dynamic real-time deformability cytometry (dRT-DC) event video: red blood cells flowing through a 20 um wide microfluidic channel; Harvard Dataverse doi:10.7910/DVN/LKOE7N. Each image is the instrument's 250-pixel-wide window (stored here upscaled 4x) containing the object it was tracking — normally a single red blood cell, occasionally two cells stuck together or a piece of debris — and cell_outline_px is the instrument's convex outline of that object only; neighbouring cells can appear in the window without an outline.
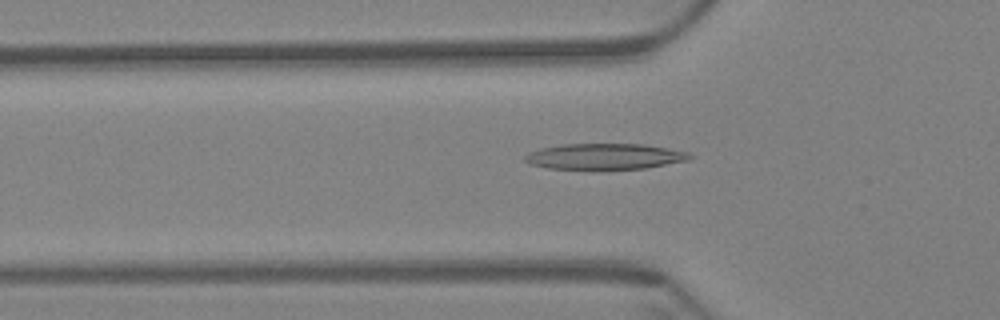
{"species": "Egyptian fruit bat (a non-hibernating species)", "species_latin": "Rousettus aegyptiacus", "temperature_condition": "warm", "stored_images_in_passage": 60, "camera_frame_rate_fps": 3000, "um_per_image_px": 0.085, "animal": {"sex": "female"}, "frame": {"image": 1, "passage_image": 20, "time_ms": 6.333, "image_size_px": [1000, 320], "cell_outline_px": [[692, 156], [688, 160], [644, 168], [600, 172], [596, 172], [548, 168], [528, 164], [524, 160], [524, 156], [528, 152], [540, 148], [560, 144], [644, 144], [668, 148], [688, 152]], "centroid_in_image_um": [51.32, 13.34], "position_along_channel_um": 74.5, "area_um2": 25.95}}
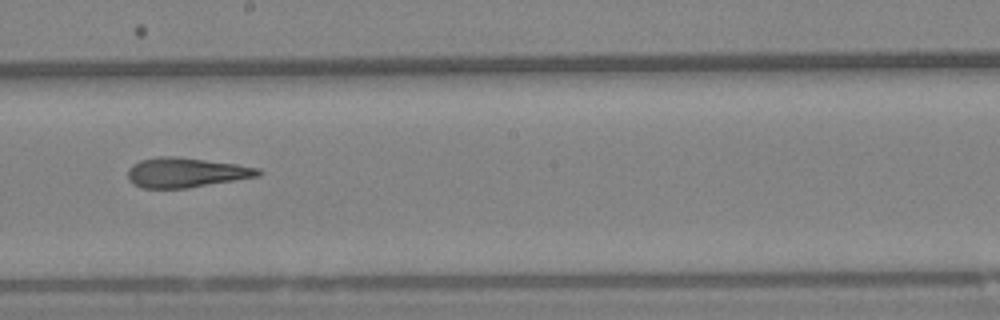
{"frame": {"image": 2, "passage_image": 34, "time_ms": 11.0, "image_size_px": [1000, 320], "cell_outline_px": [[264, 172], [260, 176], [188, 188], [140, 188], [132, 184], [128, 180], [128, 168], [132, 164], [140, 160], [160, 156], [176, 156], [236, 164], [260, 168]], "centroid_in_image_um": [15.8, 14.67], "position_along_channel_um": 232.4, "area_um2": 22.83}}
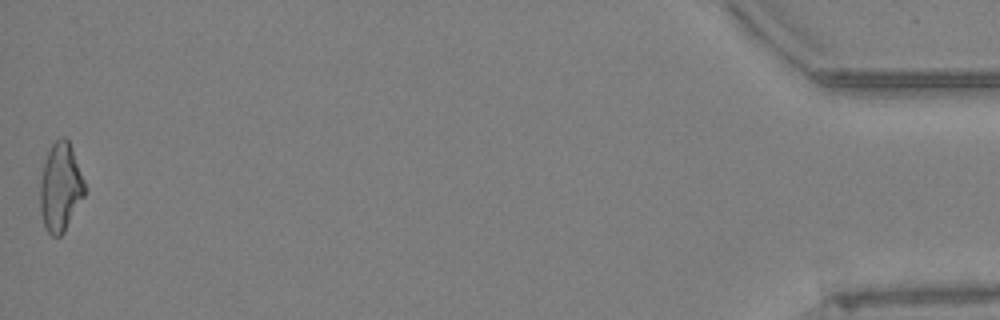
{"frame": {"image": 3, "passage_image": 60, "time_ms": 19.667, "image_size_px": [1000, 320], "cell_outline_px": [[84, 196], [64, 232], [60, 236], [52, 236], [44, 228], [40, 212], [40, 180], [44, 164], [48, 152], [52, 144], [60, 136], [64, 136], [68, 140], [72, 148], [84, 180]], "centroid_in_image_um": [5.12, 15.93], "position_along_channel_um": 430.1, "area_um2": 22.89}, "authors_computed_cell_mechanics": {"area_um2": 22.9177, "velocity_mm_per_s": 3.3871, "shape_relaxation_time_tau1_ms": null, "shape_relaxation_time_tau2_ms": 2.4469, "deformation_change_tau1": null, "deformation_change_tau2": 0.1325}}